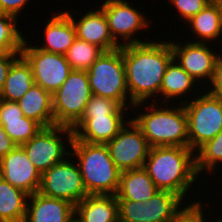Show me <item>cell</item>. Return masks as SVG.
Masks as SVG:
<instances>
[{
    "label": "cell",
    "instance_id": "obj_1",
    "mask_svg": "<svg viewBox=\"0 0 222 222\" xmlns=\"http://www.w3.org/2000/svg\"><path fill=\"white\" fill-rule=\"evenodd\" d=\"M122 55L133 111L160 94L164 73L173 60L171 43L163 40L128 44L122 46Z\"/></svg>",
    "mask_w": 222,
    "mask_h": 222
},
{
    "label": "cell",
    "instance_id": "obj_2",
    "mask_svg": "<svg viewBox=\"0 0 222 222\" xmlns=\"http://www.w3.org/2000/svg\"><path fill=\"white\" fill-rule=\"evenodd\" d=\"M194 153L189 147H150L143 168L159 190L173 192L186 200L188 190L200 177Z\"/></svg>",
    "mask_w": 222,
    "mask_h": 222
},
{
    "label": "cell",
    "instance_id": "obj_3",
    "mask_svg": "<svg viewBox=\"0 0 222 222\" xmlns=\"http://www.w3.org/2000/svg\"><path fill=\"white\" fill-rule=\"evenodd\" d=\"M70 148L73 152L68 158L76 157L87 194L116 195L121 171L111 159L106 144H91L73 136Z\"/></svg>",
    "mask_w": 222,
    "mask_h": 222
},
{
    "label": "cell",
    "instance_id": "obj_4",
    "mask_svg": "<svg viewBox=\"0 0 222 222\" xmlns=\"http://www.w3.org/2000/svg\"><path fill=\"white\" fill-rule=\"evenodd\" d=\"M152 100L155 103L149 105L146 103L144 107L148 110L147 112H142L135 118L131 117L149 146L189 147L188 120L184 105L180 103L178 107H175L174 104L165 103V106H162L164 104L156 105L157 99Z\"/></svg>",
    "mask_w": 222,
    "mask_h": 222
},
{
    "label": "cell",
    "instance_id": "obj_5",
    "mask_svg": "<svg viewBox=\"0 0 222 222\" xmlns=\"http://www.w3.org/2000/svg\"><path fill=\"white\" fill-rule=\"evenodd\" d=\"M87 75L92 94L115 100L123 107L131 105L132 108L133 104L128 101L130 98L126 86L122 46L104 51L89 68Z\"/></svg>",
    "mask_w": 222,
    "mask_h": 222
},
{
    "label": "cell",
    "instance_id": "obj_6",
    "mask_svg": "<svg viewBox=\"0 0 222 222\" xmlns=\"http://www.w3.org/2000/svg\"><path fill=\"white\" fill-rule=\"evenodd\" d=\"M194 98L180 99L179 103L184 105L187 115L189 148L196 151L222 131V100L208 92Z\"/></svg>",
    "mask_w": 222,
    "mask_h": 222
},
{
    "label": "cell",
    "instance_id": "obj_7",
    "mask_svg": "<svg viewBox=\"0 0 222 222\" xmlns=\"http://www.w3.org/2000/svg\"><path fill=\"white\" fill-rule=\"evenodd\" d=\"M92 96L87 71L72 70L52 94L54 125L73 127Z\"/></svg>",
    "mask_w": 222,
    "mask_h": 222
},
{
    "label": "cell",
    "instance_id": "obj_8",
    "mask_svg": "<svg viewBox=\"0 0 222 222\" xmlns=\"http://www.w3.org/2000/svg\"><path fill=\"white\" fill-rule=\"evenodd\" d=\"M64 135L65 137H63ZM63 139L65 142H63ZM72 139L73 131L71 127L53 125L42 127L33 138L20 146L34 164V167L42 174L56 163L63 161L66 156H70L71 151L70 147L67 150L66 140H68L70 146Z\"/></svg>",
    "mask_w": 222,
    "mask_h": 222
},
{
    "label": "cell",
    "instance_id": "obj_9",
    "mask_svg": "<svg viewBox=\"0 0 222 222\" xmlns=\"http://www.w3.org/2000/svg\"><path fill=\"white\" fill-rule=\"evenodd\" d=\"M119 222H173L184 200L159 190L148 201L117 200Z\"/></svg>",
    "mask_w": 222,
    "mask_h": 222
},
{
    "label": "cell",
    "instance_id": "obj_10",
    "mask_svg": "<svg viewBox=\"0 0 222 222\" xmlns=\"http://www.w3.org/2000/svg\"><path fill=\"white\" fill-rule=\"evenodd\" d=\"M67 159L65 158L63 161L56 163L41 174L38 192L76 205L88 194L77 162Z\"/></svg>",
    "mask_w": 222,
    "mask_h": 222
},
{
    "label": "cell",
    "instance_id": "obj_11",
    "mask_svg": "<svg viewBox=\"0 0 222 222\" xmlns=\"http://www.w3.org/2000/svg\"><path fill=\"white\" fill-rule=\"evenodd\" d=\"M106 146L111 159L121 172L143 168L150 150L146 138L132 119L127 120Z\"/></svg>",
    "mask_w": 222,
    "mask_h": 222
},
{
    "label": "cell",
    "instance_id": "obj_12",
    "mask_svg": "<svg viewBox=\"0 0 222 222\" xmlns=\"http://www.w3.org/2000/svg\"><path fill=\"white\" fill-rule=\"evenodd\" d=\"M129 4L127 0H106L100 7L106 17L109 32L119 46L148 42L134 36L143 28L147 29L151 23H148L150 21L145 18L144 12L142 14ZM121 39L125 42L122 43Z\"/></svg>",
    "mask_w": 222,
    "mask_h": 222
},
{
    "label": "cell",
    "instance_id": "obj_13",
    "mask_svg": "<svg viewBox=\"0 0 222 222\" xmlns=\"http://www.w3.org/2000/svg\"><path fill=\"white\" fill-rule=\"evenodd\" d=\"M21 55L31 65L35 84L53 94L72 71L65 55L55 54L31 46L24 40Z\"/></svg>",
    "mask_w": 222,
    "mask_h": 222
},
{
    "label": "cell",
    "instance_id": "obj_14",
    "mask_svg": "<svg viewBox=\"0 0 222 222\" xmlns=\"http://www.w3.org/2000/svg\"><path fill=\"white\" fill-rule=\"evenodd\" d=\"M173 59L197 82L204 80L210 82L217 60L221 54L209 47L207 42L184 41L182 43L171 42ZM211 49V50H210ZM206 79V80H205ZM200 80V81H199ZM202 80V81H201Z\"/></svg>",
    "mask_w": 222,
    "mask_h": 222
},
{
    "label": "cell",
    "instance_id": "obj_15",
    "mask_svg": "<svg viewBox=\"0 0 222 222\" xmlns=\"http://www.w3.org/2000/svg\"><path fill=\"white\" fill-rule=\"evenodd\" d=\"M0 177L29 195L39 191L41 173L20 145L0 159Z\"/></svg>",
    "mask_w": 222,
    "mask_h": 222
},
{
    "label": "cell",
    "instance_id": "obj_16",
    "mask_svg": "<svg viewBox=\"0 0 222 222\" xmlns=\"http://www.w3.org/2000/svg\"><path fill=\"white\" fill-rule=\"evenodd\" d=\"M23 222H72L75 205L39 192L29 195Z\"/></svg>",
    "mask_w": 222,
    "mask_h": 222
},
{
    "label": "cell",
    "instance_id": "obj_17",
    "mask_svg": "<svg viewBox=\"0 0 222 222\" xmlns=\"http://www.w3.org/2000/svg\"><path fill=\"white\" fill-rule=\"evenodd\" d=\"M125 115L94 116L81 118L73 127V136L91 144H106L127 123Z\"/></svg>",
    "mask_w": 222,
    "mask_h": 222
},
{
    "label": "cell",
    "instance_id": "obj_18",
    "mask_svg": "<svg viewBox=\"0 0 222 222\" xmlns=\"http://www.w3.org/2000/svg\"><path fill=\"white\" fill-rule=\"evenodd\" d=\"M71 18L76 28L77 38L88 43L97 45L103 51H111L120 46L113 40L109 26L101 9L89 10L79 20L72 13L65 11Z\"/></svg>",
    "mask_w": 222,
    "mask_h": 222
},
{
    "label": "cell",
    "instance_id": "obj_19",
    "mask_svg": "<svg viewBox=\"0 0 222 222\" xmlns=\"http://www.w3.org/2000/svg\"><path fill=\"white\" fill-rule=\"evenodd\" d=\"M0 126L16 145L28 142L42 128L38 122L24 116L16 101L2 99H0Z\"/></svg>",
    "mask_w": 222,
    "mask_h": 222
},
{
    "label": "cell",
    "instance_id": "obj_20",
    "mask_svg": "<svg viewBox=\"0 0 222 222\" xmlns=\"http://www.w3.org/2000/svg\"><path fill=\"white\" fill-rule=\"evenodd\" d=\"M44 30V43L40 47L36 48L55 53L65 55L69 47L73 44L77 38L76 28L71 18L66 12L55 14L48 19Z\"/></svg>",
    "mask_w": 222,
    "mask_h": 222
},
{
    "label": "cell",
    "instance_id": "obj_21",
    "mask_svg": "<svg viewBox=\"0 0 222 222\" xmlns=\"http://www.w3.org/2000/svg\"><path fill=\"white\" fill-rule=\"evenodd\" d=\"M82 222H119L116 195H88L75 205Z\"/></svg>",
    "mask_w": 222,
    "mask_h": 222
},
{
    "label": "cell",
    "instance_id": "obj_22",
    "mask_svg": "<svg viewBox=\"0 0 222 222\" xmlns=\"http://www.w3.org/2000/svg\"><path fill=\"white\" fill-rule=\"evenodd\" d=\"M16 102L25 117L35 120L42 127L54 125L52 94L41 86L34 83Z\"/></svg>",
    "mask_w": 222,
    "mask_h": 222
},
{
    "label": "cell",
    "instance_id": "obj_23",
    "mask_svg": "<svg viewBox=\"0 0 222 222\" xmlns=\"http://www.w3.org/2000/svg\"><path fill=\"white\" fill-rule=\"evenodd\" d=\"M159 189L144 168L121 172L117 200L148 201Z\"/></svg>",
    "mask_w": 222,
    "mask_h": 222
},
{
    "label": "cell",
    "instance_id": "obj_24",
    "mask_svg": "<svg viewBox=\"0 0 222 222\" xmlns=\"http://www.w3.org/2000/svg\"><path fill=\"white\" fill-rule=\"evenodd\" d=\"M194 37L192 42H215L222 36L221 9L217 0H212L204 9L193 16L188 22ZM218 37V38H217ZM200 39V40H199Z\"/></svg>",
    "mask_w": 222,
    "mask_h": 222
},
{
    "label": "cell",
    "instance_id": "obj_25",
    "mask_svg": "<svg viewBox=\"0 0 222 222\" xmlns=\"http://www.w3.org/2000/svg\"><path fill=\"white\" fill-rule=\"evenodd\" d=\"M33 70L31 65L21 55L11 66L0 99L5 101H17L34 84Z\"/></svg>",
    "mask_w": 222,
    "mask_h": 222
},
{
    "label": "cell",
    "instance_id": "obj_26",
    "mask_svg": "<svg viewBox=\"0 0 222 222\" xmlns=\"http://www.w3.org/2000/svg\"><path fill=\"white\" fill-rule=\"evenodd\" d=\"M29 194L0 177V222H23Z\"/></svg>",
    "mask_w": 222,
    "mask_h": 222
},
{
    "label": "cell",
    "instance_id": "obj_27",
    "mask_svg": "<svg viewBox=\"0 0 222 222\" xmlns=\"http://www.w3.org/2000/svg\"><path fill=\"white\" fill-rule=\"evenodd\" d=\"M197 84L196 80H194L174 59L169 63L167 69L164 73L162 85L160 87L161 97L164 98L159 104H165L166 101L169 102L177 97H183L189 93H191L195 85ZM194 86V87H193ZM185 94V95H184ZM168 99V100H167Z\"/></svg>",
    "mask_w": 222,
    "mask_h": 222
},
{
    "label": "cell",
    "instance_id": "obj_28",
    "mask_svg": "<svg viewBox=\"0 0 222 222\" xmlns=\"http://www.w3.org/2000/svg\"><path fill=\"white\" fill-rule=\"evenodd\" d=\"M103 52L97 45L76 38L65 57L72 70L88 71Z\"/></svg>",
    "mask_w": 222,
    "mask_h": 222
},
{
    "label": "cell",
    "instance_id": "obj_29",
    "mask_svg": "<svg viewBox=\"0 0 222 222\" xmlns=\"http://www.w3.org/2000/svg\"><path fill=\"white\" fill-rule=\"evenodd\" d=\"M197 153V154H196ZM196 171L198 175L212 172L217 165L222 166V131H220L213 139L205 142L195 152Z\"/></svg>",
    "mask_w": 222,
    "mask_h": 222
},
{
    "label": "cell",
    "instance_id": "obj_30",
    "mask_svg": "<svg viewBox=\"0 0 222 222\" xmlns=\"http://www.w3.org/2000/svg\"><path fill=\"white\" fill-rule=\"evenodd\" d=\"M24 40L17 18L0 12V53H21Z\"/></svg>",
    "mask_w": 222,
    "mask_h": 222
},
{
    "label": "cell",
    "instance_id": "obj_31",
    "mask_svg": "<svg viewBox=\"0 0 222 222\" xmlns=\"http://www.w3.org/2000/svg\"><path fill=\"white\" fill-rule=\"evenodd\" d=\"M129 107L121 106L117 101L92 94L81 118L94 116L126 115ZM125 111V112H124Z\"/></svg>",
    "mask_w": 222,
    "mask_h": 222
},
{
    "label": "cell",
    "instance_id": "obj_32",
    "mask_svg": "<svg viewBox=\"0 0 222 222\" xmlns=\"http://www.w3.org/2000/svg\"><path fill=\"white\" fill-rule=\"evenodd\" d=\"M212 0H169L181 17L180 19L189 21L193 16L204 9Z\"/></svg>",
    "mask_w": 222,
    "mask_h": 222
},
{
    "label": "cell",
    "instance_id": "obj_33",
    "mask_svg": "<svg viewBox=\"0 0 222 222\" xmlns=\"http://www.w3.org/2000/svg\"><path fill=\"white\" fill-rule=\"evenodd\" d=\"M188 203L187 205L185 204V207L181 208L177 215L176 218L173 222H206L204 216L205 213L203 206V203L199 201H194L190 205Z\"/></svg>",
    "mask_w": 222,
    "mask_h": 222
},
{
    "label": "cell",
    "instance_id": "obj_34",
    "mask_svg": "<svg viewBox=\"0 0 222 222\" xmlns=\"http://www.w3.org/2000/svg\"><path fill=\"white\" fill-rule=\"evenodd\" d=\"M208 84H211V86L207 85L209 87L207 89H210L207 92L222 100V54L217 60L213 77Z\"/></svg>",
    "mask_w": 222,
    "mask_h": 222
},
{
    "label": "cell",
    "instance_id": "obj_35",
    "mask_svg": "<svg viewBox=\"0 0 222 222\" xmlns=\"http://www.w3.org/2000/svg\"><path fill=\"white\" fill-rule=\"evenodd\" d=\"M21 56V53H0V93L3 90L5 79L12 64Z\"/></svg>",
    "mask_w": 222,
    "mask_h": 222
},
{
    "label": "cell",
    "instance_id": "obj_36",
    "mask_svg": "<svg viewBox=\"0 0 222 222\" xmlns=\"http://www.w3.org/2000/svg\"><path fill=\"white\" fill-rule=\"evenodd\" d=\"M29 0H0V12L12 15L17 18ZM24 8V9H23Z\"/></svg>",
    "mask_w": 222,
    "mask_h": 222
},
{
    "label": "cell",
    "instance_id": "obj_37",
    "mask_svg": "<svg viewBox=\"0 0 222 222\" xmlns=\"http://www.w3.org/2000/svg\"><path fill=\"white\" fill-rule=\"evenodd\" d=\"M16 146V143L9 138L7 133L0 126V159L12 151Z\"/></svg>",
    "mask_w": 222,
    "mask_h": 222
},
{
    "label": "cell",
    "instance_id": "obj_38",
    "mask_svg": "<svg viewBox=\"0 0 222 222\" xmlns=\"http://www.w3.org/2000/svg\"><path fill=\"white\" fill-rule=\"evenodd\" d=\"M72 222H82L76 215L73 216Z\"/></svg>",
    "mask_w": 222,
    "mask_h": 222
},
{
    "label": "cell",
    "instance_id": "obj_39",
    "mask_svg": "<svg viewBox=\"0 0 222 222\" xmlns=\"http://www.w3.org/2000/svg\"><path fill=\"white\" fill-rule=\"evenodd\" d=\"M219 5H220V9H221V18H222V0H217Z\"/></svg>",
    "mask_w": 222,
    "mask_h": 222
},
{
    "label": "cell",
    "instance_id": "obj_40",
    "mask_svg": "<svg viewBox=\"0 0 222 222\" xmlns=\"http://www.w3.org/2000/svg\"><path fill=\"white\" fill-rule=\"evenodd\" d=\"M215 221H216V222H222V219H220V217H219V218H217Z\"/></svg>",
    "mask_w": 222,
    "mask_h": 222
}]
</instances>
